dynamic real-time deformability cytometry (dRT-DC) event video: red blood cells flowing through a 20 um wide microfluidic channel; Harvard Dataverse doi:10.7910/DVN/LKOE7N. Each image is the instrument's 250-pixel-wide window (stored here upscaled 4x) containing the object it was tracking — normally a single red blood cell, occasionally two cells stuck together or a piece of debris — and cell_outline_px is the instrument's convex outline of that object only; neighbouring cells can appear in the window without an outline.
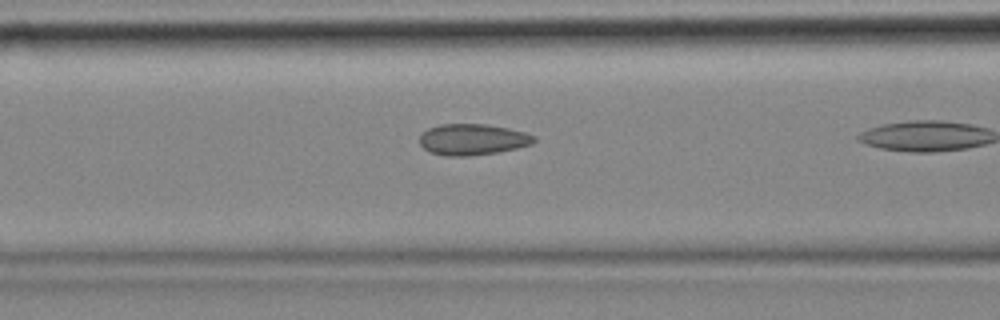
{"species": "common noctule bat (a hibernating species)", "species_latin": "Nyctalus noctula", "temperature_condition": "cold", "stored_images_in_passage": 10, "camera_frame_rate_fps": 3000, "um_per_image_px": 0.085, "animal": {"sex": "female", "body_mass_g": 18.4}, "frame": {"image": 1, "passage_image": 9, "time_ms": 2.667, "image_size_px": [1000, 320], "cell_outline_px": [[536, 140], [532, 144], [516, 148], [496, 152], [468, 156], [444, 156], [432, 152], [424, 148], [420, 144], [420, 136], [428, 128], [440, 124], [484, 124], [508, 128], [524, 132], [536, 136]], "centroid_in_image_um": [40.17, 11.85], "position_along_channel_um": 126.4, "area_um2": 20.63}}